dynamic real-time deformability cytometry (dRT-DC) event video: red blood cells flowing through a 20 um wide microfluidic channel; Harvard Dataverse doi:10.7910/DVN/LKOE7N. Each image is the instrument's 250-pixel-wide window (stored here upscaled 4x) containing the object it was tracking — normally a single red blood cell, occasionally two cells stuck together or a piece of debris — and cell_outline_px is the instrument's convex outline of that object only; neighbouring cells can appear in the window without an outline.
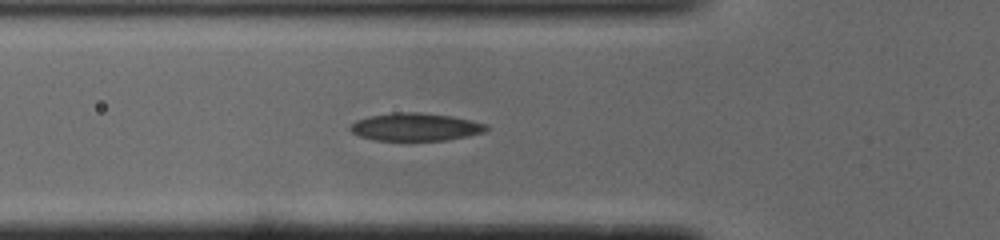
{"species": "common noctule bat (a hibernating species)", "species_latin": "Nyctalus noctula", "temperature_condition": "cold", "stored_images_in_passage": 36, "camera_frame_rate_fps": 3000, "um_per_image_px": 0.085, "animal": {"sex": "male", "body_mass_g": 19.0, "forearm_length_mm": 50.8}, "frame": {"image": 1, "passage_image": 16, "time_ms": 5.0, "image_size_px": [1000, 240], "cell_outline_px": [[488, 128], [484, 132], [468, 136], [448, 140], [376, 140], [360, 136], [352, 132], [348, 128], [356, 120], [368, 116], [392, 112], [416, 112], [452, 116], [472, 120], [488, 124]], "centroid_in_image_um": [35.33, 10.78], "position_along_channel_um": 90.5, "area_um2": 22.08}}